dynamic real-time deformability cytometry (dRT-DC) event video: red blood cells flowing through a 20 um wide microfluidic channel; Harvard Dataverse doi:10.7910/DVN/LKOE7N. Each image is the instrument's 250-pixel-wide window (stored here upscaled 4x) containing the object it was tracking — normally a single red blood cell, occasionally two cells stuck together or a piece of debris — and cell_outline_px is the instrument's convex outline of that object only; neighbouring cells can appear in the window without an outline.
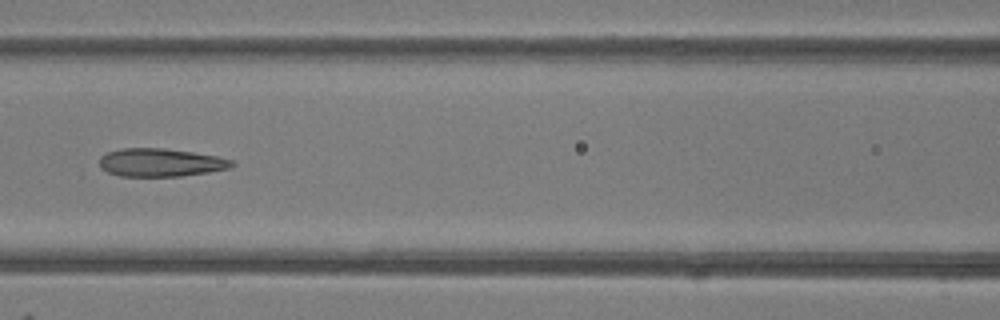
{"species": "common noctule bat (a hibernating species)", "species_latin": "Nyctalus noctula", "temperature_condition": "room temperature", "stored_images_in_passage": 6, "camera_frame_rate_fps": 3000, "um_per_image_px": 0.085, "animal": {"sex": "female"}, "frame": {"image": 1, "passage_image": 6, "time_ms": 6.333, "image_size_px": [1000, 320], "cell_outline_px": [[236, 164], [232, 168], [208, 172], [180, 176], [120, 176], [108, 172], [100, 168], [100, 156], [108, 152], [120, 148], [164, 148], [192, 152], [216, 156], [232, 160]], "centroid_in_image_um": [13.66, 13.81], "position_along_channel_um": 152.9, "area_um2": 21.73}}